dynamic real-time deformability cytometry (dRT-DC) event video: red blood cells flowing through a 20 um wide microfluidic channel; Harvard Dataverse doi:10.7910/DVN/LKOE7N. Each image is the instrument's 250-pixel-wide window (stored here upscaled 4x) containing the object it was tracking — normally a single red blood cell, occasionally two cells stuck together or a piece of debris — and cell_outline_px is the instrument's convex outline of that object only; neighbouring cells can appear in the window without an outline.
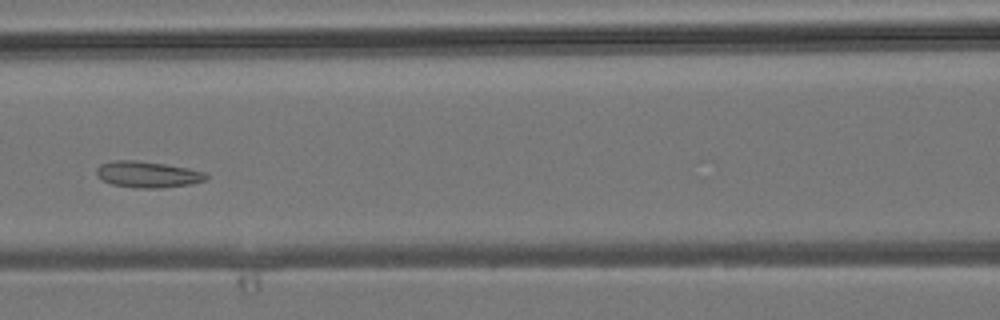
{"species": "common noctule bat (a hibernating species)", "species_latin": "Nyctalus noctula", "temperature_condition": "room temperature", "stored_images_in_passage": 4, "camera_frame_rate_fps": 3000, "um_per_image_px": 0.085, "animal": {"sex": "male", "body_mass_g": 19.2, "forearm_length_mm": 51.8}, "frame": {"image": 1, "passage_image": 4, "time_ms": 3.333, "image_size_px": [1000, 320], "cell_outline_px": [[208, 176], [204, 180], [192, 184], [160, 188], [140, 188], [112, 184], [96, 176], [96, 168], [100, 164], [112, 160], [136, 160], [164, 164], [188, 168], [204, 172]], "centroid_in_image_um": [12.52, 14.82], "position_along_channel_um": 154.1, "area_um2": 16.7}}